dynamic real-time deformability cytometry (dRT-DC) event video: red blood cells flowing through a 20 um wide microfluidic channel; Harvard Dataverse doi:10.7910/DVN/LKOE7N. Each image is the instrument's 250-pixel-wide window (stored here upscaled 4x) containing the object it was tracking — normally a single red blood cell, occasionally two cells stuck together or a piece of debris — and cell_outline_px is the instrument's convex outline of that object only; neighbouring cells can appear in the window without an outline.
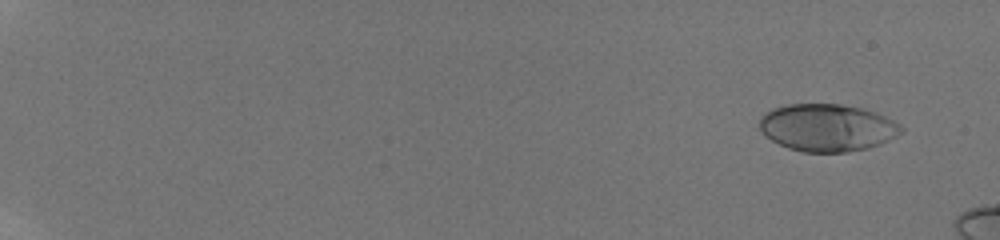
{"species": "human", "species_latin": "Homo sapiens", "temperature_condition": "room temperature", "stored_images_in_passage": 9, "camera_frame_rate_fps": 3000, "um_per_image_px": 0.085, "donor": {"sex": "male"}, "frame": {"image": 1, "passage_image": 2, "time_ms": 0.667, "image_size_px": [1000, 240], "cell_outline_px": [[904, 132], [880, 144], [868, 148], [848, 152], [804, 152], [788, 148], [764, 136], [760, 128], [760, 116], [764, 112], [772, 108], [788, 104], [840, 104], [864, 108], [884, 116], [900, 124], [904, 128]], "centroid_in_image_um": [70.31, 10.84], "position_along_channel_um": 14.7, "area_um2": 39.3}}